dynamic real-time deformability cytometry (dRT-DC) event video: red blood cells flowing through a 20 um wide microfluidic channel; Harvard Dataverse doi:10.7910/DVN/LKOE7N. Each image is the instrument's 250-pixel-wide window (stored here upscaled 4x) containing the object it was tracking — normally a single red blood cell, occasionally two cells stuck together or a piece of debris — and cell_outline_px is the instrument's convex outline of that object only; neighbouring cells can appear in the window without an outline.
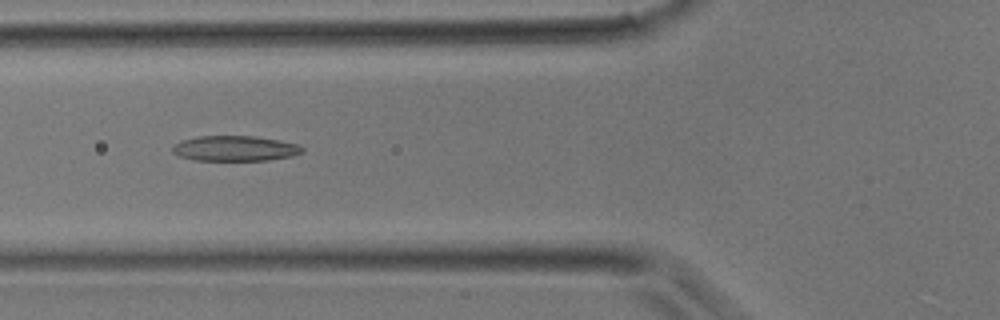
{"species": "common noctule bat (a hibernating species)", "species_latin": "Nyctalus noctula", "temperature_condition": "room temperature", "stored_images_in_passage": 35, "camera_frame_rate_fps": 3000, "um_per_image_px": 0.085, "animal": {"sex": "male", "body_mass_g": 17.9}, "frame": {"image": 1, "passage_image": 12, "time_ms": 3.667, "image_size_px": [1000, 320], "cell_outline_px": [[304, 152], [292, 156], [268, 160], [196, 160], [180, 156], [172, 152], [172, 144], [180, 140], [196, 136], [256, 136], [296, 144], [304, 148]], "centroid_in_image_um": [19.93, 12.61], "position_along_channel_um": 105.9, "area_um2": 19.13}}
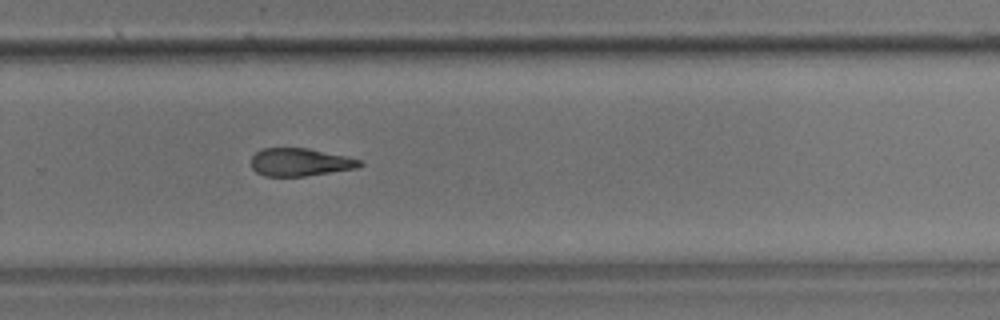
{"frame": {"image": 2, "passage_image": 23, "time_ms": 7.333, "image_size_px": [1000, 320], "cell_outline_px": [[364, 164], [356, 168], [304, 176], [264, 176], [256, 172], [252, 168], [252, 156], [256, 152], [264, 148], [308, 148], [364, 160]], "centroid_in_image_um": [25.52, 13.78], "position_along_channel_um": 304.3, "area_um2": 17.57}}
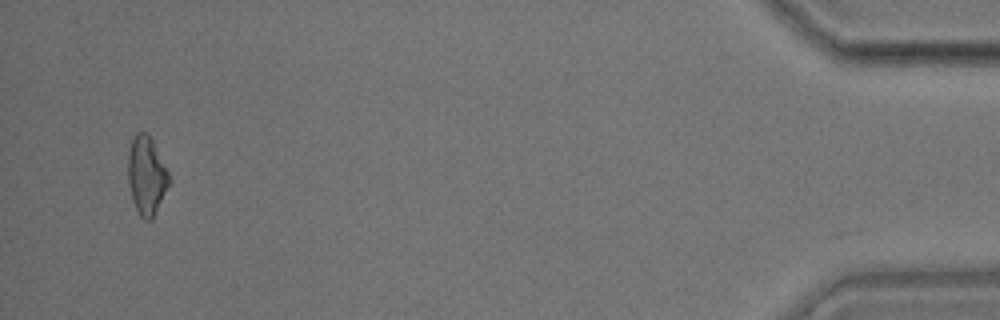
{"frame": {"image": 3, "passage_image": 34, "time_ms": 11.0, "image_size_px": [1000, 320], "cell_outline_px": [[168, 184], [152, 220], [144, 220], [140, 216], [132, 200], [128, 184], [128, 156], [132, 140], [136, 132], [148, 132], [168, 172]], "centroid_in_image_um": [12.42, 14.92], "position_along_channel_um": 422.8, "area_um2": 18.32}}